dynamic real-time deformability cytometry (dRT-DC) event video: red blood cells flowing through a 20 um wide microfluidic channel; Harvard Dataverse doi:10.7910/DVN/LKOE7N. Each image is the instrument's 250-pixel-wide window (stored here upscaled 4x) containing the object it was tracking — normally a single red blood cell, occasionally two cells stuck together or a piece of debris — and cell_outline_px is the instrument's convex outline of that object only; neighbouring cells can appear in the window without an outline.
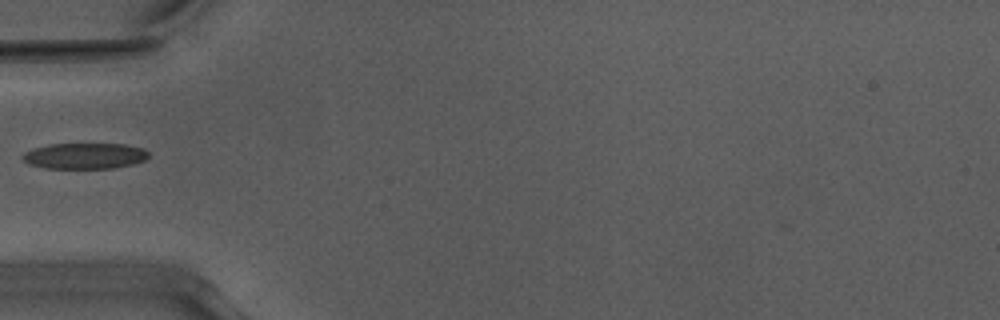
{"species": "Egyptian fruit bat (a non-hibernating species)", "species_latin": "Rousettus aegyptiacus", "temperature_condition": "warm", "stored_images_in_passage": 6, "camera_frame_rate_fps": 3000, "um_per_image_px": 0.085, "animal": {"sex": "male"}, "frame": {"image": 1, "passage_image": 1, "time_ms": 0.0, "image_size_px": [1000, 320], "cell_outline_px": [[148, 156], [144, 160], [132, 164], [112, 168], [44, 168], [28, 164], [20, 156], [24, 152], [48, 144], [124, 144], [144, 148], [148, 152]], "centroid_in_image_um": [7.18, 13.25], "position_along_channel_um": 77.8, "area_um2": 18.96}}